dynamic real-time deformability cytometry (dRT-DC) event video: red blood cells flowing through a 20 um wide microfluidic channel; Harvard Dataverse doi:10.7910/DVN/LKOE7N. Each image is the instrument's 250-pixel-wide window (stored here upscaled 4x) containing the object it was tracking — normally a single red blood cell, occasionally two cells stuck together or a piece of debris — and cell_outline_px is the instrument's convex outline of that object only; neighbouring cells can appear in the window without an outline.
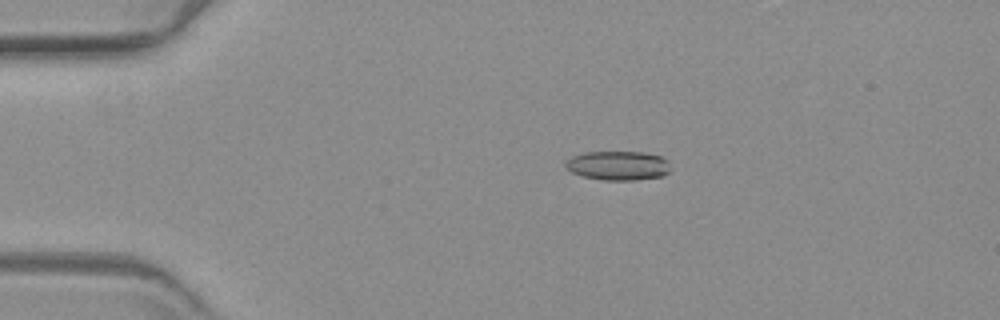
{"species": "common noctule bat (a hibernating species)", "species_latin": "Nyctalus noctula", "temperature_condition": "warm", "stored_images_in_passage": 21, "camera_frame_rate_fps": 3000, "um_per_image_px": 0.085, "animal": {"sex": "female", "body_mass_g": 19.3, "forearm_length_mm": 54.1}, "frame": {"image": 1, "passage_image": 7, "time_ms": 2.0, "image_size_px": [1000, 320], "cell_outline_px": [[668, 172], [660, 176], [636, 180], [604, 180], [584, 176], [572, 172], [564, 164], [572, 156], [584, 152], [644, 152], [660, 156], [668, 160]], "centroid_in_image_um": [52.53, 14.06], "position_along_channel_um": 32.5, "area_um2": 17.63}}
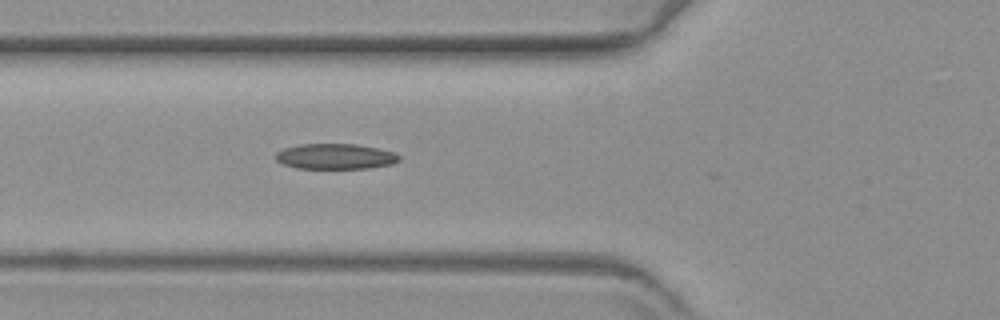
{"frame": {"image": 2, "passage_image": 17, "time_ms": 5.333, "image_size_px": [1000, 320], "cell_outline_px": [[400, 160], [392, 164], [368, 168], [296, 168], [284, 164], [276, 160], [276, 152], [284, 148], [300, 144], [356, 144], [396, 152], [400, 156]], "centroid_in_image_um": [28.52, 13.29], "position_along_channel_um": 97.3, "area_um2": 18.26}}
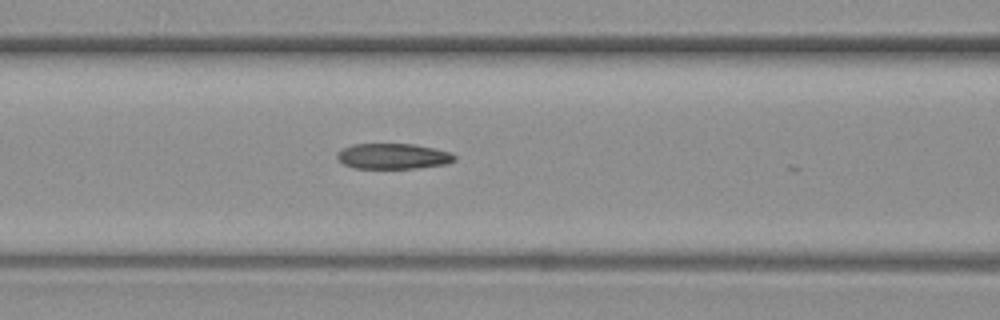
{"frame": {"image": 3, "passage_image": 20, "time_ms": 6.333, "image_size_px": [1000, 320], "cell_outline_px": [[456, 160], [448, 164], [416, 168], [352, 168], [344, 164], [336, 156], [336, 152], [352, 144], [416, 144], [452, 152], [456, 156]], "centroid_in_image_um": [33.45, 13.28], "position_along_channel_um": 133.2, "area_um2": 17.63}}